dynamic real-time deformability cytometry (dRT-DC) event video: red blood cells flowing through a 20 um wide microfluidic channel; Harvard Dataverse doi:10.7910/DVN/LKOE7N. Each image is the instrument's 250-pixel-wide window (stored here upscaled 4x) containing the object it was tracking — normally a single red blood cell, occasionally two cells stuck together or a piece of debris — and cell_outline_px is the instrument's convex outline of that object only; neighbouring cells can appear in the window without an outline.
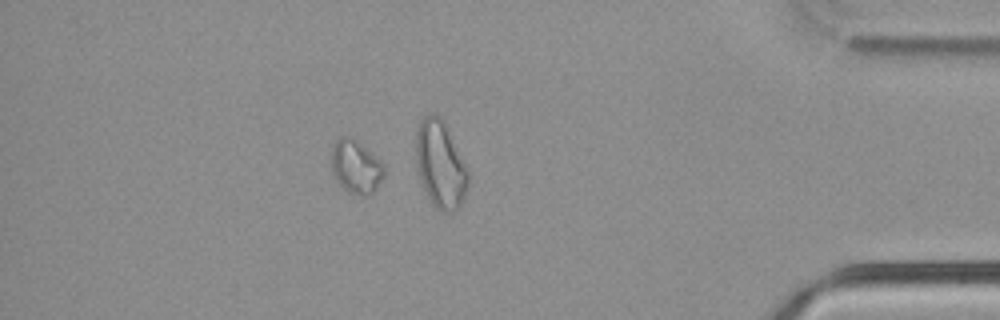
{"species": "common noctule bat (a hibernating species)", "species_latin": "Nyctalus noctula", "temperature_condition": "cold", "stored_images_in_passage": 50, "camera_frame_rate_fps": 3000, "um_per_image_px": 0.085, "animal": {"sex": "male", "body_mass_g": 21.5, "forearm_length_mm": 52.0}, "frame": {"image": 1, "passage_image": 43, "time_ms": 14.0, "image_size_px": [1000, 320], "cell_outline_px": [[384, 176], [376, 188], [368, 196], [364, 196], [348, 192], [340, 184], [332, 172], [332, 144], [340, 136], [352, 136], [372, 152], [384, 164]], "centroid_in_image_um": [30.26, 14.14], "position_along_channel_um": 404.9, "area_um2": 16.47}}